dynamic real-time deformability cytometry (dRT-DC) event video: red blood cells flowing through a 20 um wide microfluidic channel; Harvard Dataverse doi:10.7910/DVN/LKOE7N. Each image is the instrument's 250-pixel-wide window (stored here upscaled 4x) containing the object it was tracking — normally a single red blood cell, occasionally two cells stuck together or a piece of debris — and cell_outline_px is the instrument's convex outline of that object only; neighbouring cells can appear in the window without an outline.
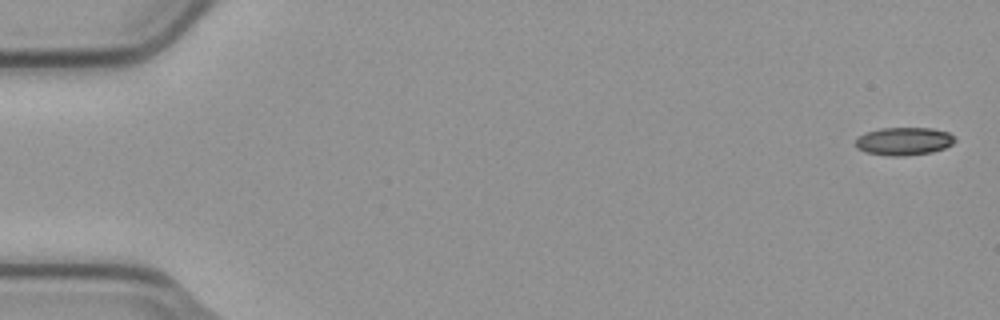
{"species": "common noctule bat (a hibernating species)", "species_latin": "Nyctalus noctula", "temperature_condition": "cold", "stored_images_in_passage": 4, "camera_frame_rate_fps": 3000, "um_per_image_px": 0.085, "animal": {"sex": "male", "body_mass_g": 23.1, "forearm_length_mm": 52.7}, "frame": {"image": 1, "passage_image": 1, "time_ms": 0.0, "image_size_px": [1000, 320], "cell_outline_px": [[956, 140], [952, 144], [944, 148], [932, 152], [904, 156], [888, 156], [864, 152], [856, 148], [856, 140], [860, 136], [868, 132], [880, 128], [932, 128], [948, 132]], "centroid_in_image_um": [76.82, 12.01], "position_along_channel_um": 8.2, "area_um2": 16.13}}
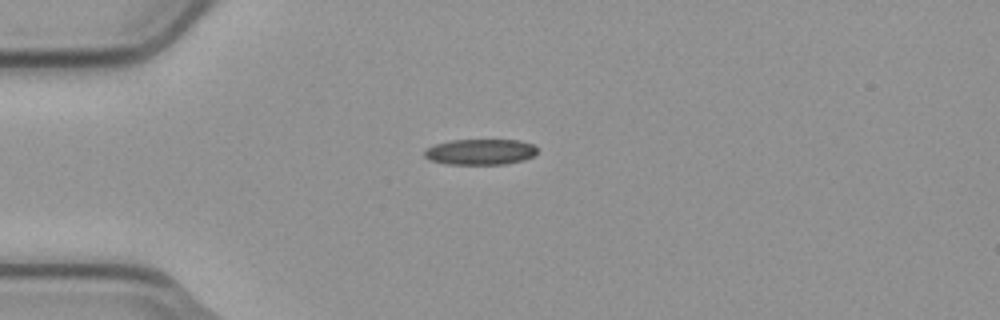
{"frame": {"image": 2, "passage_image": 4, "time_ms": 1.0, "image_size_px": [1000, 320], "cell_outline_px": [[536, 152], [532, 156], [524, 160], [504, 164], [444, 164], [432, 160], [424, 156], [424, 152], [428, 148], [436, 144], [452, 140], [520, 140], [532, 144], [536, 148]], "centroid_in_image_um": [40.83, 12.91], "position_along_channel_um": 44.2, "area_um2": 16.76}}